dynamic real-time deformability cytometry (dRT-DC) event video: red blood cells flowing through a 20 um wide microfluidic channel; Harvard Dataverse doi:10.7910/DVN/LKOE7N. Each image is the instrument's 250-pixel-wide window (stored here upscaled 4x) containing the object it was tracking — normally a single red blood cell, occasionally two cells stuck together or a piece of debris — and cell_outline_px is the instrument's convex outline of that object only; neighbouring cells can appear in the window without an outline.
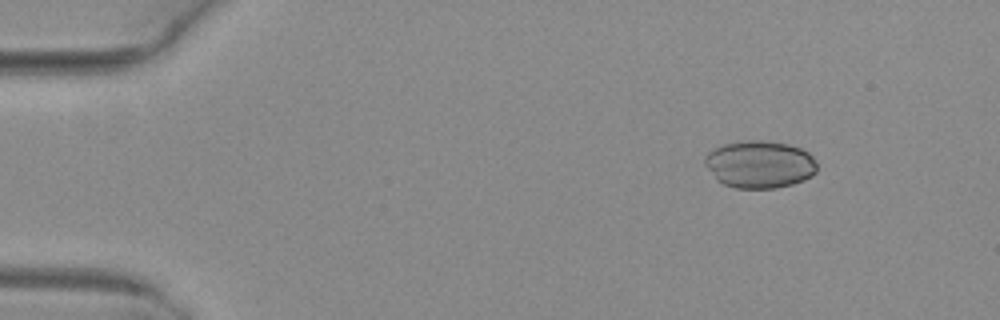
{"species": "common noctule bat (a hibernating species)", "species_latin": "Nyctalus noctula", "temperature_condition": "warm", "stored_images_in_passage": 4, "camera_frame_rate_fps": 3000, "um_per_image_px": 0.085, "animal": {"sex": "female", "body_mass_g": 29.2, "forearm_length_mm": 56.3}, "frame": {"image": 1, "passage_image": 1, "time_ms": 0.0, "image_size_px": [1000, 320], "cell_outline_px": [[816, 172], [812, 176], [804, 180], [792, 184], [776, 188], [736, 188], [724, 184], [716, 180], [704, 164], [704, 156], [708, 152], [724, 144], [748, 140], [764, 140], [788, 144], [800, 148], [808, 152], [816, 160]], "centroid_in_image_um": [64.57, 13.97], "position_along_channel_um": 20.4, "area_um2": 31.15}}